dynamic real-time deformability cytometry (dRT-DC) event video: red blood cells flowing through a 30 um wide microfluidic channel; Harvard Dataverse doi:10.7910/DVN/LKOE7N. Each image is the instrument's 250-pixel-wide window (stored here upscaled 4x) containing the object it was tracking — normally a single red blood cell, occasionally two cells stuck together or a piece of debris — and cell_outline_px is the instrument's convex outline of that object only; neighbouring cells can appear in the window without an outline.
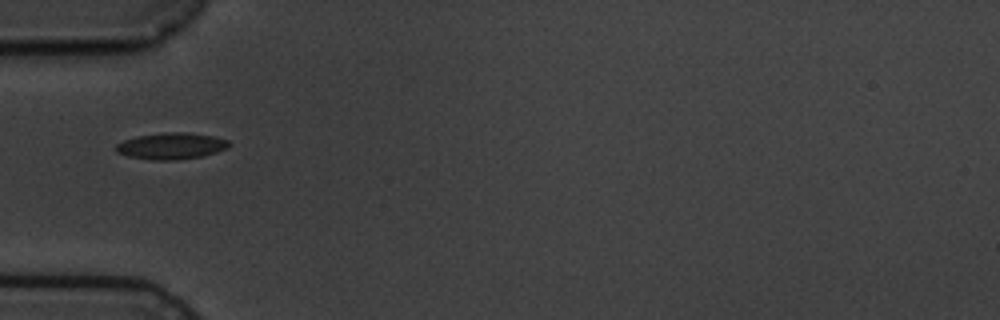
{"species": "common noctule bat (a hibernating species)", "species_latin": "Nyctalus noctula", "temperature_condition": "cold", "stored_images_in_passage": 11, "camera_frame_rate_fps": 3000, "um_per_image_px": 0.085, "animal": {"sex": "male", "body_mass_g": 19.5, "forearm_length_mm": 54.6}, "frame": {"image": 1, "passage_image": 1, "time_ms": 0.0, "image_size_px": [1000, 320], "cell_outline_px": [[232, 144], [228, 148], [204, 156], [176, 160], [152, 160], [128, 156], [116, 152], [116, 144], [124, 140], [136, 136], [164, 132], [184, 132], [212, 136], [228, 140]], "centroid_in_image_um": [14.57, 12.41], "position_along_channel_um": 70.4, "area_um2": 17.51}}
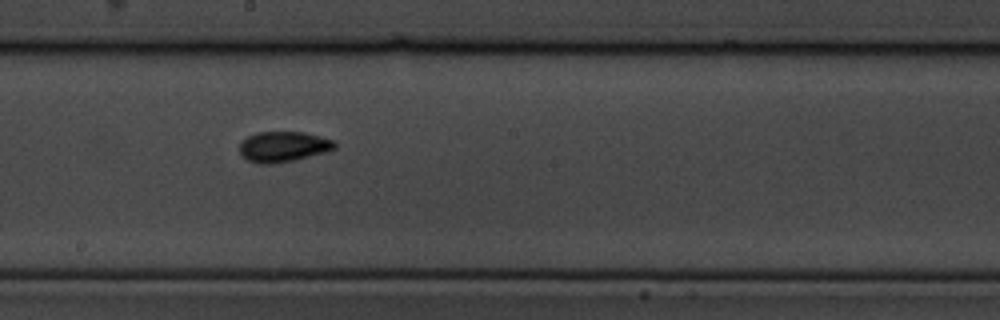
{"frame": {"image": 2, "passage_image": 5, "time_ms": 4.333, "image_size_px": [1000, 320], "cell_outline_px": [[336, 148], [324, 152], [292, 160], [272, 164], [260, 164], [248, 160], [240, 152], [240, 140], [256, 132], [304, 132], [320, 136], [332, 140], [336, 144]], "centroid_in_image_um": [24.05, 12.45], "position_along_channel_um": 224.2, "area_um2": 16.7}}
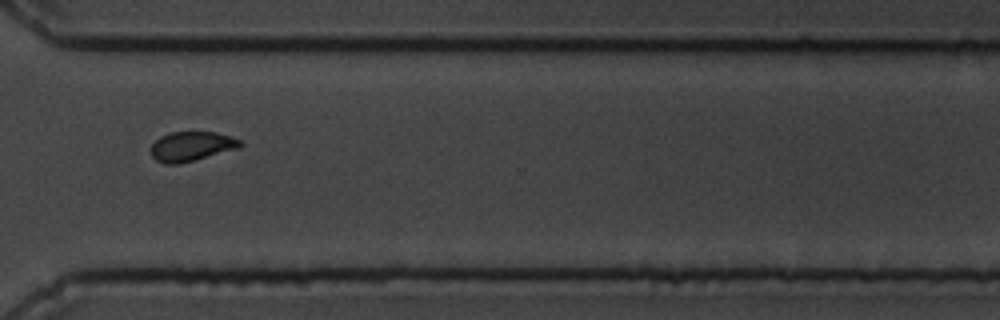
{"frame": {"image": 3, "passage_image": 8, "time_ms": 8.0, "image_size_px": [1000, 320], "cell_outline_px": [[244, 144], [240, 148], [176, 164], [164, 164], [156, 160], [152, 156], [152, 144], [160, 136], [172, 132], [216, 132], [240, 140]], "centroid_in_image_um": [16.28, 12.43], "position_along_channel_um": 354.3, "area_um2": 15.14}, "authors_computed_cell_mechanics": {"area_um2": 16.4152, "velocity_mm_per_s": 3.5561, "shape_relaxation_time_tau1_ms": 2.1093, "shape_relaxation_time_tau2_ms": 4.2972, "deformation_change_tau1": 0.0887, "deformation_change_tau2": 0.0714}}